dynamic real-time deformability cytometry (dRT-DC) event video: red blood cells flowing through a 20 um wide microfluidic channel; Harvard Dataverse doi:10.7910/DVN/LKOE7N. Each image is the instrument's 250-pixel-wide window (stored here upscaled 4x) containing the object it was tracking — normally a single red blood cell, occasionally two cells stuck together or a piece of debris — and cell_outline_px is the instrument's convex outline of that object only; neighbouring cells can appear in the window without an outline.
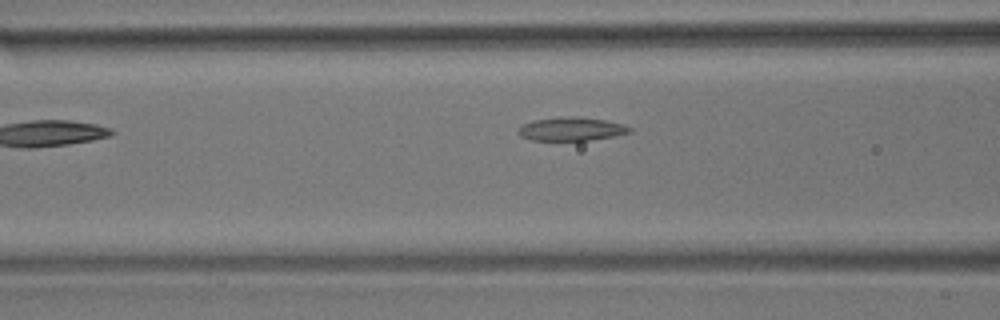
{"species": "common noctule bat (a hibernating species)", "species_latin": "Nyctalus noctula", "temperature_condition": "room temperature", "stored_images_in_passage": 8, "camera_frame_rate_fps": 3000, "um_per_image_px": 0.085, "animal": {"sex": "male", "body_mass_g": 17.9}, "frame": {"image": 1, "passage_image": 5, "time_ms": 4.667, "image_size_px": [1000, 320], "cell_outline_px": [[632, 132], [612, 136], [588, 140], [532, 140], [520, 136], [516, 132], [524, 124], [532, 120], [560, 116], [568, 116], [608, 120], [624, 124], [632, 128]], "centroid_in_image_um": [48.56, 10.95], "position_along_channel_um": 118.0, "area_um2": 15.26}}